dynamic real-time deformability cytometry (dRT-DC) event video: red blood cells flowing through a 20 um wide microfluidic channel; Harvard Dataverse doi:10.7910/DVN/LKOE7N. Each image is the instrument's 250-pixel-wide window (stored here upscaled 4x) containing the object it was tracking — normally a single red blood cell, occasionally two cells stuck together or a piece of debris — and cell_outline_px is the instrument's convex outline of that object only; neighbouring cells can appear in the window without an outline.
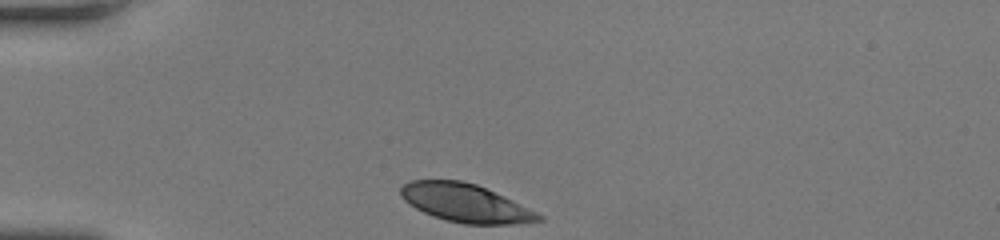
{"species": "human", "species_latin": "Homo sapiens", "temperature_condition": "room temperature", "stored_images_in_passage": 30, "camera_frame_rate_fps": 3000, "um_per_image_px": 0.085, "donor": {"sex": "female"}, "frame": {"image": 1, "passage_image": 1, "time_ms": 0.0, "image_size_px": [1000, 240], "cell_outline_px": [[544, 220], [520, 224], [464, 224], [448, 220], [424, 212], [416, 208], [404, 200], [400, 196], [400, 188], [404, 184], [412, 180], [460, 180], [476, 184], [512, 200], [544, 216]], "centroid_in_image_um": [39.57, 17.26], "position_along_channel_um": 45.4, "area_um2": 30.4}}
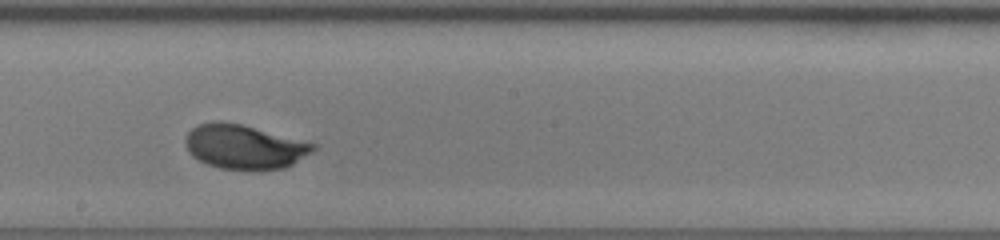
{"frame": {"image": 2, "passage_image": 17, "time_ms": 5.333, "image_size_px": [1000, 240], "cell_outline_px": [[316, 148], [312, 152], [292, 164], [284, 168], [220, 168], [208, 164], [192, 156], [188, 152], [184, 140], [188, 132], [196, 124], [212, 120], [220, 120], [240, 124], [316, 144]], "centroid_in_image_um": [20.7, 12.44], "position_along_channel_um": 227.5, "area_um2": 32.43}}
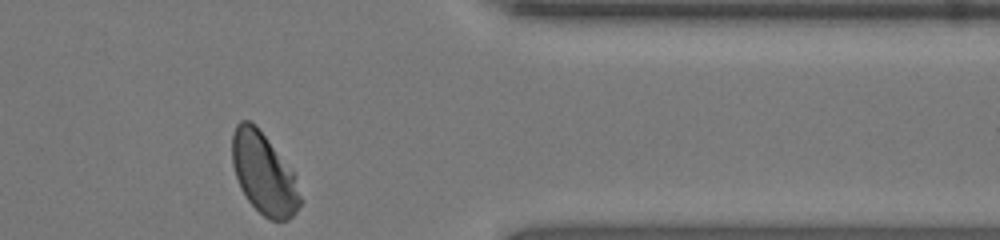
{"frame": {"image": 3, "passage_image": 30, "time_ms": 9.667, "image_size_px": [1000, 240], "cell_outline_px": [[304, 200], [296, 212], [288, 220], [268, 220], [248, 200], [240, 188], [232, 164], [232, 132], [236, 124], [240, 120], [248, 120], [256, 124], [292, 172]], "centroid_in_image_um": [22.41, 14.76], "position_along_channel_um": 389.0, "area_um2": 32.08}, "authors_computed_cell_mechanics": {"area_um2": 32.3102, "velocity_mm_per_s": 4.0111, "shape_relaxation_time_tau1_ms": 2.3899, "shape_relaxation_time_tau2_ms": null, "deformation_change_tau1": 0.1399, "deformation_change_tau2": null}}